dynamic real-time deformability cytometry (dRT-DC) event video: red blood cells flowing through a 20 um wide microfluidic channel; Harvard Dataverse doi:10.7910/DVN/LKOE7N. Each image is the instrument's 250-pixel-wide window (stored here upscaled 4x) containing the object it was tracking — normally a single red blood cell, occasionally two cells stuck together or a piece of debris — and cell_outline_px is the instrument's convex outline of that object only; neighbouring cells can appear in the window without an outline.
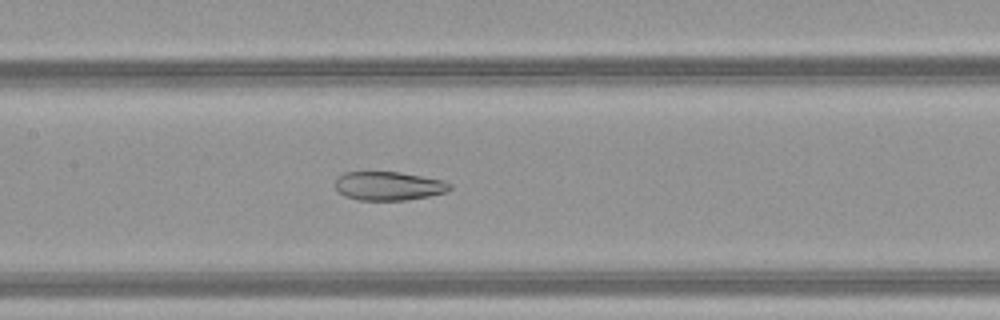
{"species": "common noctule bat (a hibernating species)", "species_latin": "Nyctalus noctula", "temperature_condition": "warm", "stored_images_in_passage": 50, "camera_frame_rate_fps": 3000, "um_per_image_px": 0.085, "animal": {"sex": "female", "body_mass_g": 21.9}, "frame": {"image": 1, "passage_image": 25, "time_ms": 8.0, "image_size_px": [1000, 320], "cell_outline_px": [[452, 188], [444, 192], [428, 196], [404, 200], [360, 200], [344, 196], [336, 188], [336, 176], [344, 172], [400, 172], [444, 180], [452, 184]], "centroid_in_image_um": [33.03, 15.79], "position_along_channel_um": 174.4, "area_um2": 19.19}}
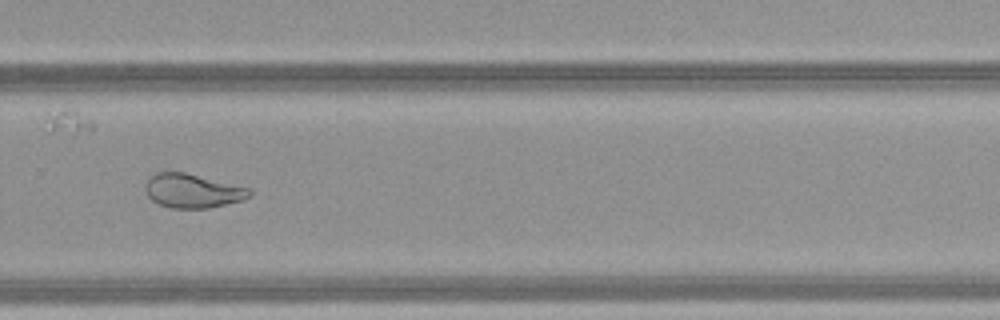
{"frame": {"image": 2, "passage_image": 35, "time_ms": 11.333, "image_size_px": [1000, 320], "cell_outline_px": [[252, 192], [248, 196], [240, 200], [208, 208], [172, 208], [160, 204], [152, 200], [148, 196], [144, 188], [148, 176], [156, 172], [184, 172], [248, 188]], "centroid_in_image_um": [16.28, 16.21], "position_along_channel_um": 313.5, "area_um2": 20.29}}
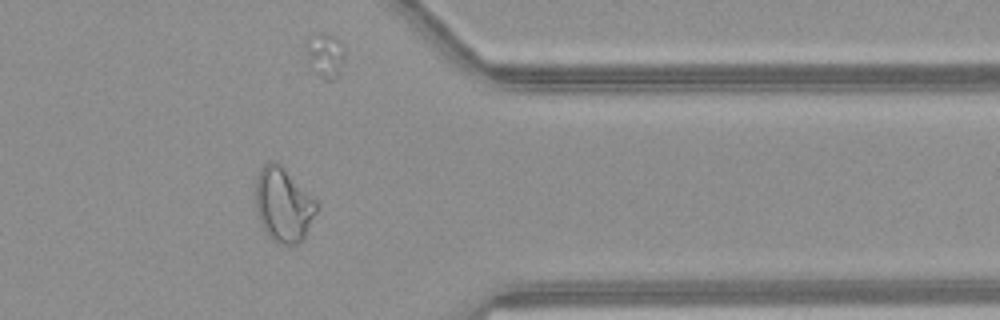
{"frame": {"image": 3, "passage_image": 41, "time_ms": 13.333, "image_size_px": [1000, 320], "cell_outline_px": [[320, 208], [304, 240], [296, 244], [276, 244], [264, 232], [260, 224], [256, 212], [256, 176], [260, 168], [268, 160], [272, 160], [280, 164], [320, 204]], "centroid_in_image_um": [24.1, 17.43], "position_along_channel_um": 387.3, "area_um2": 27.05}, "authors_computed_cell_mechanics": {"area_um2": 26.9637, "velocity_mm_per_s": 4.1849, "shape_relaxation_time_tau1_ms": null, "shape_relaxation_time_tau2_ms": 1.5826, "deformation_change_tau1": null, "deformation_change_tau2": 0.0662}}